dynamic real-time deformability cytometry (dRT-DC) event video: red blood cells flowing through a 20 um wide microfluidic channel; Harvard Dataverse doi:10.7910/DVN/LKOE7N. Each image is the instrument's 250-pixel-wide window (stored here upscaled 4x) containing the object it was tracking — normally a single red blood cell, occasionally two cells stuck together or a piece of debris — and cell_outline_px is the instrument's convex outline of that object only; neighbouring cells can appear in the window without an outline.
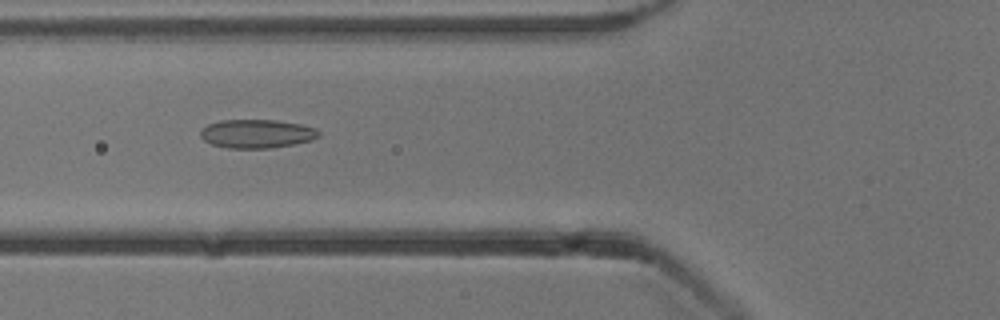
{"species": "common noctule bat (a hibernating species)", "species_latin": "Nyctalus noctula", "temperature_condition": "cold", "stored_images_in_passage": 53, "camera_frame_rate_fps": 3000, "um_per_image_px": 0.085, "animal": {"sex": "male", "body_mass_g": 13.3}, "frame": {"image": 1, "passage_image": 20, "time_ms": 6.333, "image_size_px": [1000, 320], "cell_outline_px": [[320, 136], [308, 140], [292, 144], [268, 148], [228, 148], [212, 144], [204, 140], [200, 136], [200, 132], [208, 124], [220, 120], [276, 120], [300, 124], [316, 128], [320, 132]], "centroid_in_image_um": [21.81, 11.36], "position_along_channel_um": 104.0, "area_um2": 19.54}}
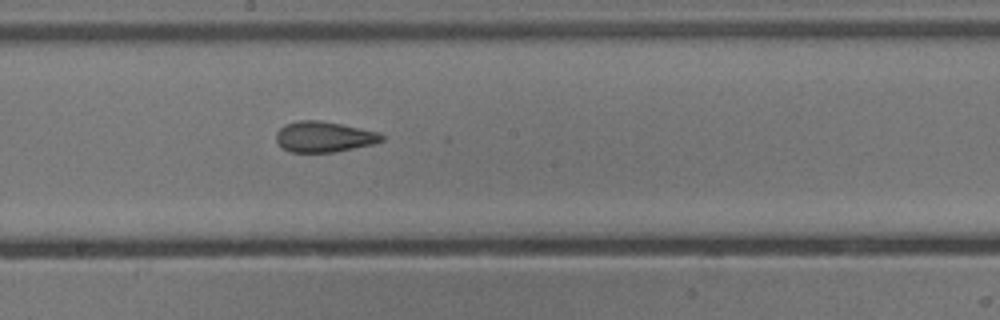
{"frame": {"image": 2, "passage_image": 29, "time_ms": 9.333, "image_size_px": [1000, 320], "cell_outline_px": [[384, 140], [372, 144], [332, 152], [292, 152], [284, 148], [276, 140], [276, 132], [280, 128], [288, 124], [300, 120], [316, 120], [340, 124], [376, 132], [384, 136]], "centroid_in_image_um": [27.52, 11.63], "position_along_channel_um": 220.7, "area_um2": 18.32}}
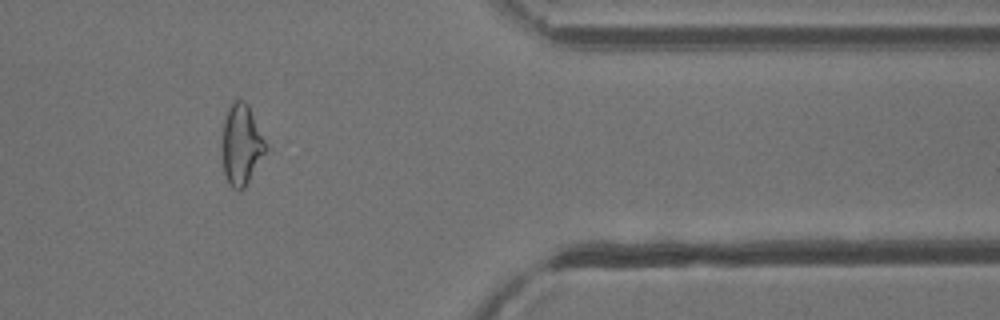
{"frame": {"image": 3, "passage_image": 44, "time_ms": 14.333, "image_size_px": [1000, 320], "cell_outline_px": [[268, 148], [244, 188], [232, 188], [228, 184], [224, 176], [220, 148], [220, 144], [224, 120], [228, 108], [232, 100], [244, 100], [248, 104]], "centroid_in_image_um": [20.46, 12.29], "position_along_channel_um": 390.9, "area_um2": 20.75}, "authors_computed_cell_mechanics": {"area_um2": 20.7502, "velocity_mm_per_s": 3.8737, "shape_relaxation_time_tau1_ms": null, "shape_relaxation_time_tau2_ms": 1.9176, "deformation_change_tau1": null, "deformation_change_tau2": 0.0807}}